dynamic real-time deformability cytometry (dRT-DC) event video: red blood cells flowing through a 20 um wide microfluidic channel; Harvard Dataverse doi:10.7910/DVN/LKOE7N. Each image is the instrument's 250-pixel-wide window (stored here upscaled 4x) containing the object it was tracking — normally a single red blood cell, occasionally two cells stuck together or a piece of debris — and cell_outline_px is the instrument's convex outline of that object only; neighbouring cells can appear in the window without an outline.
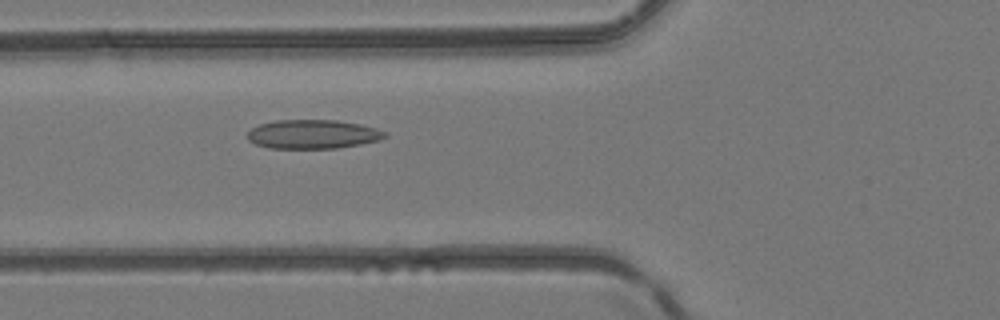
{"species": "common noctule bat (a hibernating species)", "species_latin": "Nyctalus noctula", "temperature_condition": "room temperature", "stored_images_in_passage": 31, "camera_frame_rate_fps": 3000, "um_per_image_px": 0.085, "animal": {"sex": "female", "body_mass_g": 24.6, "forearm_length_mm": 56.2}, "frame": {"image": 1, "passage_image": 7, "time_ms": 2.0, "image_size_px": [1000, 320], "cell_outline_px": [[388, 136], [380, 140], [360, 144], [336, 148], [268, 148], [256, 144], [248, 140], [248, 132], [252, 128], [260, 124], [276, 120], [336, 120], [360, 124], [376, 128], [388, 132]], "centroid_in_image_um": [26.62, 11.4], "position_along_channel_um": 99.2, "area_um2": 23.24}}
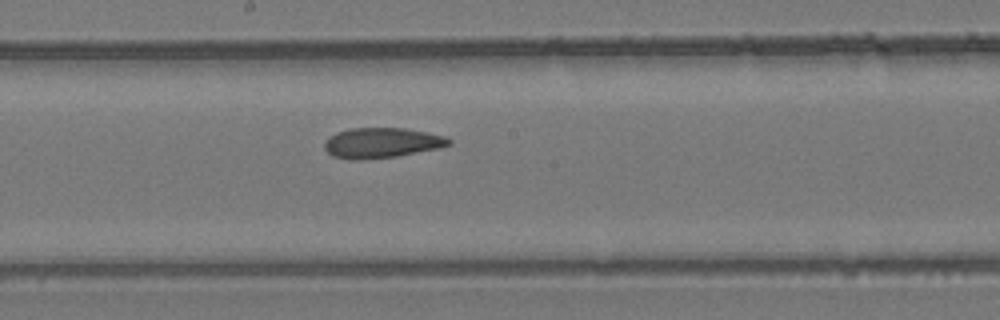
{"frame": {"image": 2, "passage_image": 15, "time_ms": 4.667, "image_size_px": [1000, 320], "cell_outline_px": [[452, 144], [440, 148], [396, 156], [360, 160], [348, 160], [332, 156], [324, 148], [324, 144], [336, 132], [352, 128], [404, 128], [428, 132], [444, 136], [452, 140]], "centroid_in_image_um": [32.47, 12.15], "position_along_channel_um": 215.7, "area_um2": 21.91}}
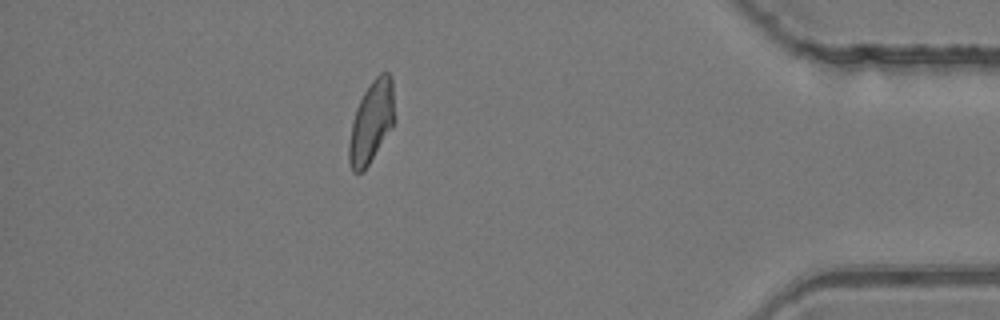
{"frame": {"image": 3, "passage_image": 31, "time_ms": 10.0, "image_size_px": [1000, 320], "cell_outline_px": [[396, 120], [392, 128], [364, 172], [352, 172], [348, 160], [348, 144], [352, 124], [356, 108], [364, 92], [372, 80], [380, 72], [388, 72], [392, 76], [396, 116]], "centroid_in_image_um": [31.6, 10.36], "position_along_channel_um": 403.6, "area_um2": 22.2}}